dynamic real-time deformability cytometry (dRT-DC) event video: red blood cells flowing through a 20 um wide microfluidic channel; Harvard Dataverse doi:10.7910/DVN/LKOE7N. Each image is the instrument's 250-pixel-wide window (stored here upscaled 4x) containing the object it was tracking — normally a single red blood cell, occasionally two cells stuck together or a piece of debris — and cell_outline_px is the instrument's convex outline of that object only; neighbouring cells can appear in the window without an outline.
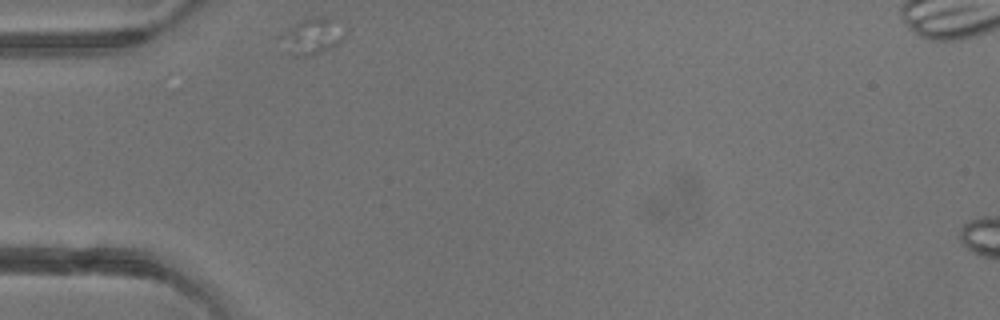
{"species": "common noctule bat (a hibernating species)", "species_latin": "Nyctalus noctula", "temperature_condition": "warm", "stored_images_in_passage": 2, "camera_frame_rate_fps": 3000, "um_per_image_px": 0.085, "animal": {"sex": "male", "body_mass_g": 13.3}, "frame": {"image": 1, "passage_image": 1, "time_ms": 0.0, "image_size_px": [1000, 320], "cell_outline_px": [[344, 36], [340, 40], [328, 48], [304, 56], [296, 56], [288, 52], [280, 36], [296, 24], [304, 20], [324, 16], [332, 20]], "centroid_in_image_um": [26.47, 3.09], "position_along_channel_um": 58.5, "area_um2": 12.02}}